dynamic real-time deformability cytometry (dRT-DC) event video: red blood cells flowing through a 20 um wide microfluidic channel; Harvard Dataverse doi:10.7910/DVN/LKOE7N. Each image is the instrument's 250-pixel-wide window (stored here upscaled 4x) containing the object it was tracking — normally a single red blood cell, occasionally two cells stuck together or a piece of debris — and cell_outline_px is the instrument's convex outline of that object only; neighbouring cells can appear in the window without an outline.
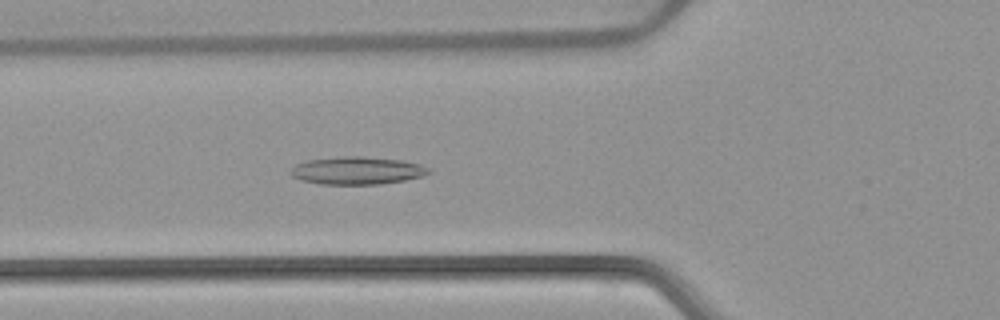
{"species": "common noctule bat (a hibernating species)", "species_latin": "Nyctalus noctula", "temperature_condition": "warm", "stored_images_in_passage": 32, "camera_frame_rate_fps": 3000, "um_per_image_px": 0.085, "animal": {"sex": "female", "body_mass_g": 22.7, "forearm_length_mm": 54.2}, "frame": {"image": 1, "passage_image": 19, "time_ms": 6.0, "image_size_px": [1000, 320], "cell_outline_px": [[432, 172], [424, 176], [404, 180], [380, 184], [320, 184], [300, 180], [292, 176], [288, 172], [296, 164], [308, 160], [340, 156], [364, 156], [400, 160], [420, 164], [428, 168]], "centroid_in_image_um": [30.34, 14.5], "position_along_channel_um": 95.5, "area_um2": 22.37}}
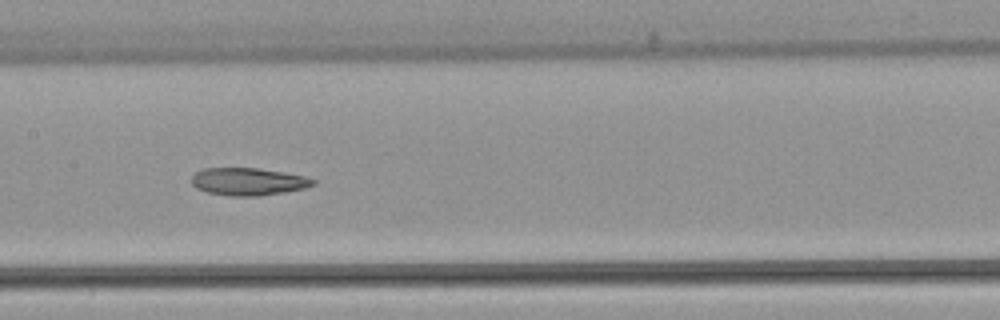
{"frame": {"image": 2, "passage_image": 26, "time_ms": 8.333, "image_size_px": [1000, 320], "cell_outline_px": [[316, 184], [304, 188], [284, 192], [260, 196], [228, 196], [208, 192], [196, 188], [192, 184], [192, 176], [196, 172], [204, 168], [256, 168], [284, 172], [304, 176], [316, 180]], "centroid_in_image_um": [21.1, 15.44], "position_along_channel_um": 186.3, "area_um2": 19.48}}
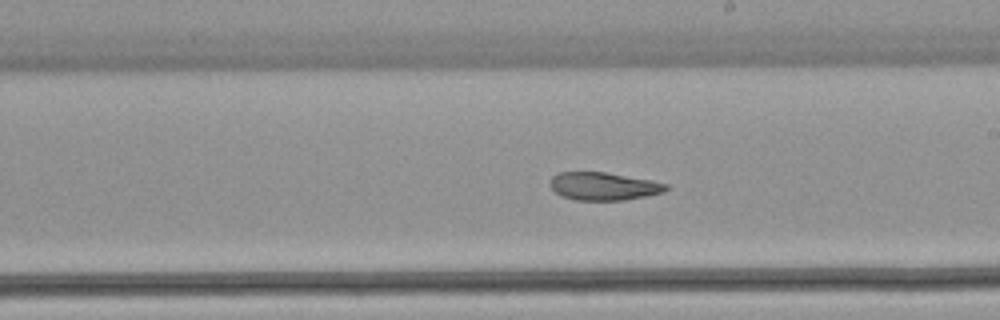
{"frame": {"image": 3, "passage_image": 30, "time_ms": 9.667, "image_size_px": [1000, 320], "cell_outline_px": [[668, 188], [664, 192], [624, 200], [576, 200], [560, 196], [548, 184], [552, 176], [556, 172], [604, 172], [652, 180], [668, 184]], "centroid_in_image_um": [51.27, 15.82], "position_along_channel_um": 237.7, "area_um2": 18.9}}